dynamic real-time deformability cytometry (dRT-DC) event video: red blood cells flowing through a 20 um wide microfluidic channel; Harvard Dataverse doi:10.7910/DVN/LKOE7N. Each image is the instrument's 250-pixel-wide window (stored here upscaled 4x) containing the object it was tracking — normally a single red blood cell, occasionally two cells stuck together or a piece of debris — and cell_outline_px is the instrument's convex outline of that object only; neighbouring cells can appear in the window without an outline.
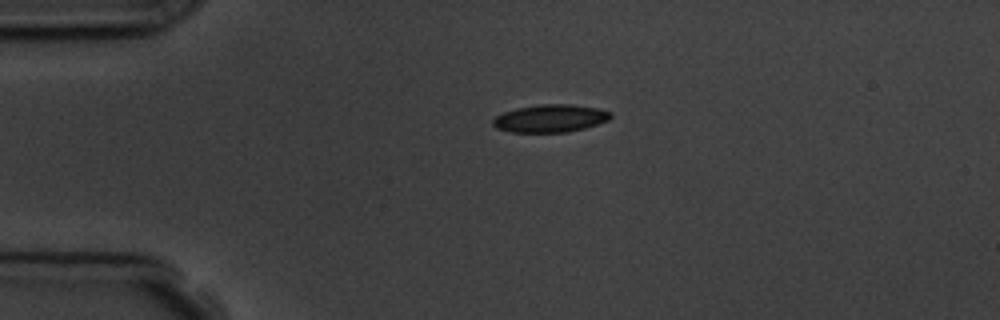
{"species": "common noctule bat (a hibernating species)", "species_latin": "Nyctalus noctula", "temperature_condition": "room temperature", "stored_images_in_passage": 2, "camera_frame_rate_fps": 3000, "um_per_image_px": 0.085, "animal": {"sex": "male", "body_mass_g": 19.5, "forearm_length_mm": 54.6}, "frame": {"image": 1, "passage_image": 1, "time_ms": 0.0, "image_size_px": [1000, 320], "cell_outline_px": [[612, 116], [608, 120], [584, 128], [568, 132], [512, 132], [496, 128], [492, 124], [492, 120], [496, 116], [504, 112], [516, 108], [540, 104], [572, 104], [596, 108], [612, 112]], "centroid_in_image_um": [46.76, 10.06], "position_along_channel_um": 38.2, "area_um2": 18.96}}